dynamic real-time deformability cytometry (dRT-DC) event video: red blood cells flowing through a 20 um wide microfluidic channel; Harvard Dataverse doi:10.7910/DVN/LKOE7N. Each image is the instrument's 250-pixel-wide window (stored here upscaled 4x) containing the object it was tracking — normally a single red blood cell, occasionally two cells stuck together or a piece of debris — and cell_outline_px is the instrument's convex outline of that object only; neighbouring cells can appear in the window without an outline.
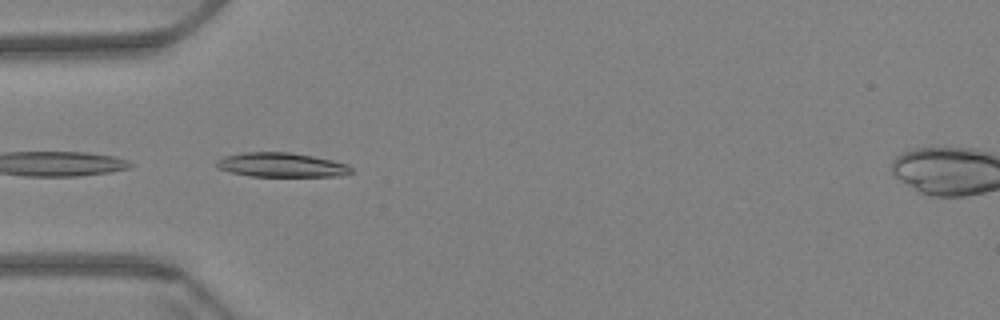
{"species": "Egyptian fruit bat (a non-hibernating species)", "species_latin": "Rousettus aegyptiacus", "temperature_condition": "warm", "stored_images_in_passage": 11, "camera_frame_rate_fps": 3000, "um_per_image_px": 0.085, "animal": {"sex": "female"}, "frame": {"image": 1, "passage_image": 2, "time_ms": 0.333, "image_size_px": [1000, 320], "cell_outline_px": [[352, 172], [344, 176], [252, 176], [232, 172], [216, 168], [216, 160], [224, 156], [244, 152], [288, 152], [312, 156], [332, 160], [348, 164], [352, 168]], "centroid_in_image_um": [23.93, 14.02], "position_along_channel_um": 61.1, "area_um2": 19.07}}
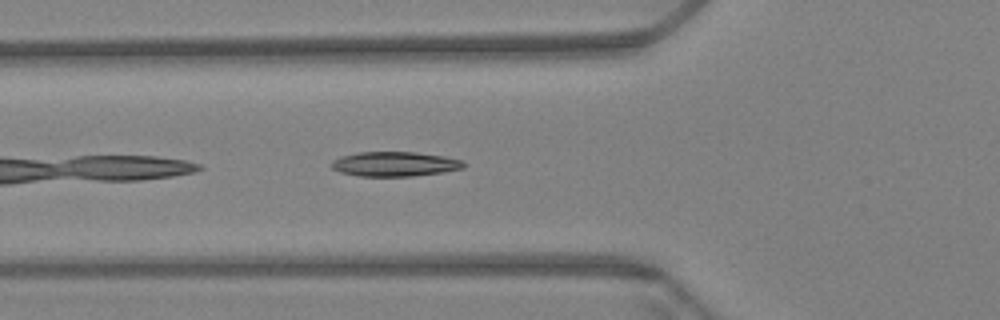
{"frame": {"image": 2, "passage_image": 5, "time_ms": 1.333, "image_size_px": [1000, 320], "cell_outline_px": [[464, 168], [444, 172], [412, 176], [360, 176], [340, 172], [332, 168], [332, 160], [340, 156], [360, 152], [416, 152], [444, 156], [464, 160]], "centroid_in_image_um": [33.57, 13.94], "position_along_channel_um": 92.2, "area_um2": 19.02}}